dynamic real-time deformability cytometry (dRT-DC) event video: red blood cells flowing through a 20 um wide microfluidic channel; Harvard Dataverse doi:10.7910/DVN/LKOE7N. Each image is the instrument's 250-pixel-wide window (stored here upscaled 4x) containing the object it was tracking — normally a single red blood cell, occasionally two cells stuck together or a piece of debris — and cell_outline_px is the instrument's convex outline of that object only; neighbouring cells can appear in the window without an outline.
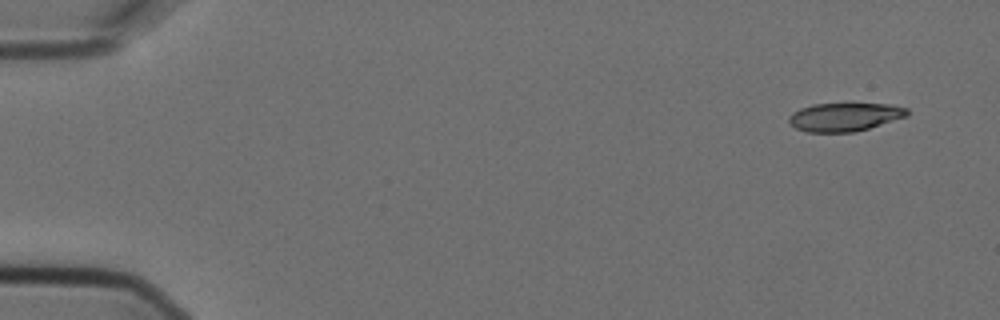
{"species": "Egyptian fruit bat (a non-hibernating species)", "species_latin": "Rousettus aegyptiacus", "temperature_condition": "cold", "stored_images_in_passage": 7, "camera_frame_rate_fps": 3000, "um_per_image_px": 0.085, "animal": {"sex": "female"}, "frame": {"image": 1, "passage_image": 1, "time_ms": 0.0, "image_size_px": [1000, 320], "cell_outline_px": [[908, 116], [868, 128], [852, 132], [808, 132], [796, 128], [788, 120], [788, 116], [792, 112], [800, 108], [812, 104], [852, 100], [892, 104], [908, 108]], "centroid_in_image_um": [71.83, 9.86], "position_along_channel_um": 13.2, "area_um2": 20.63}}
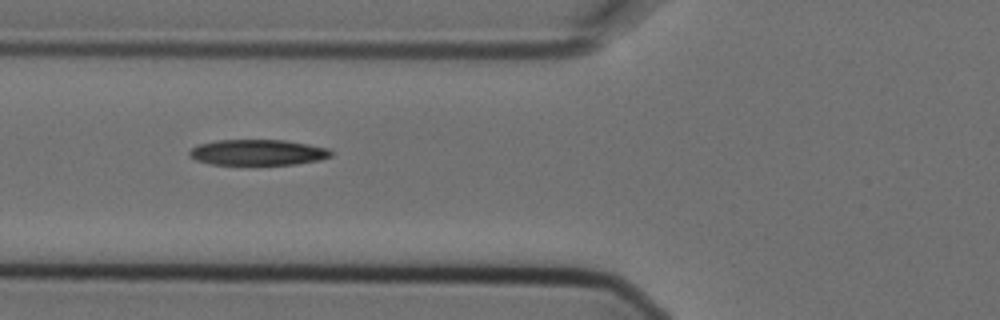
{"frame": {"image": 2, "passage_image": 6, "time_ms": 1.667, "image_size_px": [1000, 320], "cell_outline_px": [[332, 156], [320, 160], [296, 164], [212, 164], [196, 160], [188, 152], [196, 144], [216, 140], [284, 140], [308, 144], [328, 148], [332, 152]], "centroid_in_image_um": [21.92, 12.94], "position_along_channel_um": 103.9, "area_um2": 21.15}}
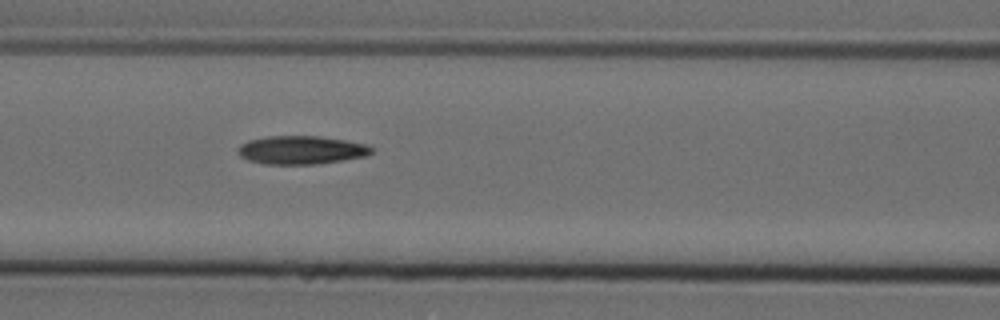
{"frame": {"image": 3, "passage_image": 7, "time_ms": 2.0, "image_size_px": [1000, 320], "cell_outline_px": [[372, 152], [364, 156], [316, 164], [264, 164], [248, 160], [240, 156], [236, 152], [236, 148], [240, 144], [248, 140], [268, 136], [320, 136], [344, 140], [364, 144], [372, 148]], "centroid_in_image_um": [25.51, 12.75], "position_along_channel_um": 141.1, "area_um2": 21.96}}